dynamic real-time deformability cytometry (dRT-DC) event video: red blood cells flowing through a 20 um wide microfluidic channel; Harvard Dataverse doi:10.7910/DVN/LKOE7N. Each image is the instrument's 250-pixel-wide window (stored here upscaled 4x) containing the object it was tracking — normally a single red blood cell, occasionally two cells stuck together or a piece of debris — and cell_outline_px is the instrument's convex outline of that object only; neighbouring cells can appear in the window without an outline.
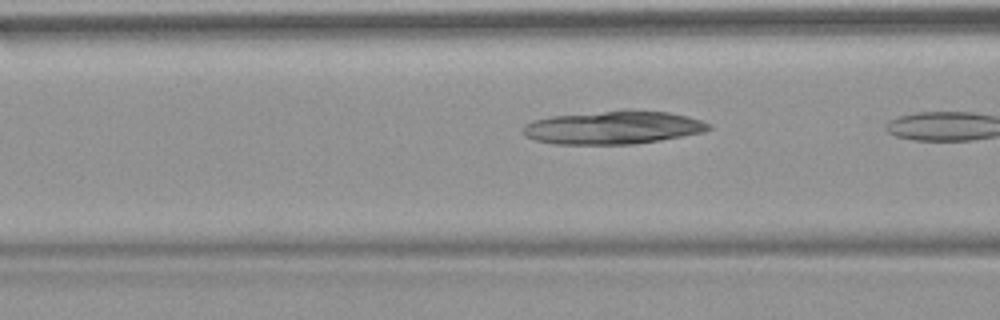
{"species": "common noctule bat (a hibernating species)", "species_latin": "Nyctalus noctula", "temperature_condition": "warm", "stored_images_in_passage": 6, "camera_frame_rate_fps": 3000, "um_per_image_px": 0.085, "animal": {"sex": "female", "body_mass_g": 18.4}, "frame": {"image": 1, "passage_image": 5, "time_ms": 1.333, "image_size_px": [1000, 320], "cell_outline_px": [[712, 128], [704, 132], [660, 140], [632, 144], [552, 144], [536, 140], [524, 136], [524, 124], [532, 120], [552, 116], [604, 112], [668, 112], [688, 116], [712, 124]], "centroid_in_image_um": [52.11, 10.87], "position_along_channel_um": 114.5, "area_um2": 35.08}}